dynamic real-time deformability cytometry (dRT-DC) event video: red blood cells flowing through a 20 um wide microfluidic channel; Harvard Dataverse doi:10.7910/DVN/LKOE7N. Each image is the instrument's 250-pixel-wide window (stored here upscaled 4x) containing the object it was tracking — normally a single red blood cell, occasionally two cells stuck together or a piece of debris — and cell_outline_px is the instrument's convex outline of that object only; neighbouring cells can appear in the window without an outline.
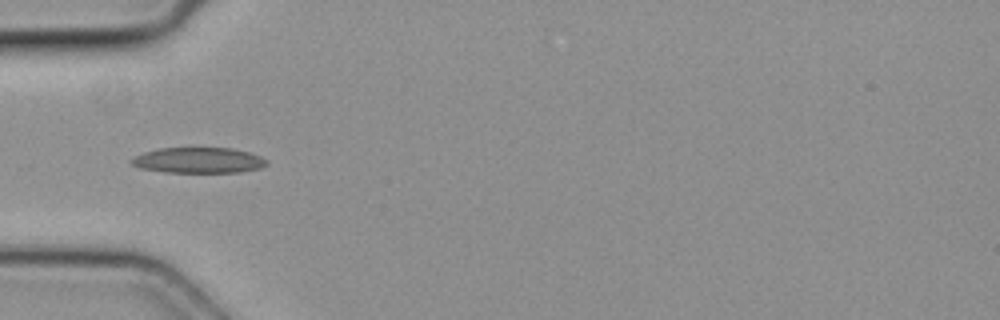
{"species": "common noctule bat (a hibernating species)", "species_latin": "Nyctalus noctula", "temperature_condition": "cold", "stored_images_in_passage": 2, "camera_frame_rate_fps": 3000, "um_per_image_px": 0.085, "animal": {"sex": "female", "body_mass_g": 19.3, "forearm_length_mm": 54.1}, "frame": {"image": 1, "passage_image": 2, "time_ms": 0.333, "image_size_px": [1000, 320], "cell_outline_px": [[268, 164], [260, 168], [240, 172], [164, 172], [140, 168], [132, 164], [128, 160], [144, 152], [160, 148], [232, 148], [248, 152], [260, 156], [268, 160]], "centroid_in_image_um": [16.88, 13.62], "position_along_channel_um": 68.1, "area_um2": 20.17}}